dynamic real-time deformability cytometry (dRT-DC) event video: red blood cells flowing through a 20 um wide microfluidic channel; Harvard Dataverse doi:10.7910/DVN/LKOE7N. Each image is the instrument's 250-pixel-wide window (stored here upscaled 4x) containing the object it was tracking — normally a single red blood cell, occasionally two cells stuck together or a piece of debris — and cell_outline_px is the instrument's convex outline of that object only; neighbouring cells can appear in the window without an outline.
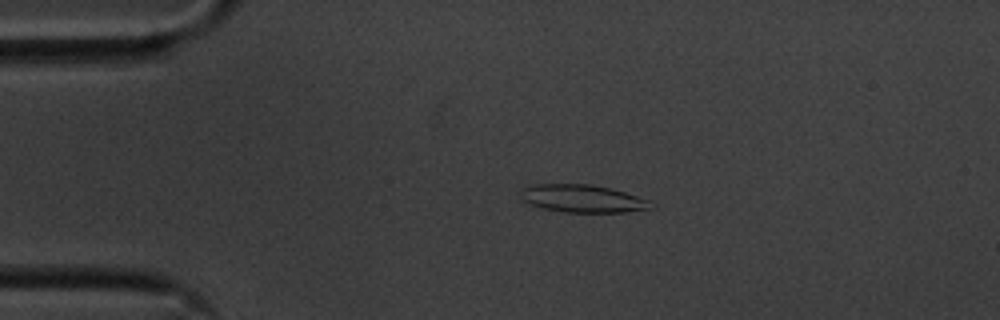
{"species": "common noctule bat (a hibernating species)", "species_latin": "Nyctalus noctula", "temperature_condition": "cold", "stored_images_in_passage": 55, "camera_frame_rate_fps": 3000, "um_per_image_px": 0.085, "animal": {"sex": "male", "body_mass_g": 20.1, "forearm_length_mm": 53.5}, "frame": {"image": 1, "passage_image": 11, "time_ms": 3.333, "image_size_px": [1000, 320], "cell_outline_px": [[656, 208], [628, 212], [564, 212], [544, 208], [520, 200], [520, 192], [528, 184], [588, 184], [612, 188], [648, 200], [656, 204]], "centroid_in_image_um": [49.55, 16.88], "position_along_channel_um": 35.5, "area_um2": 21.21}}
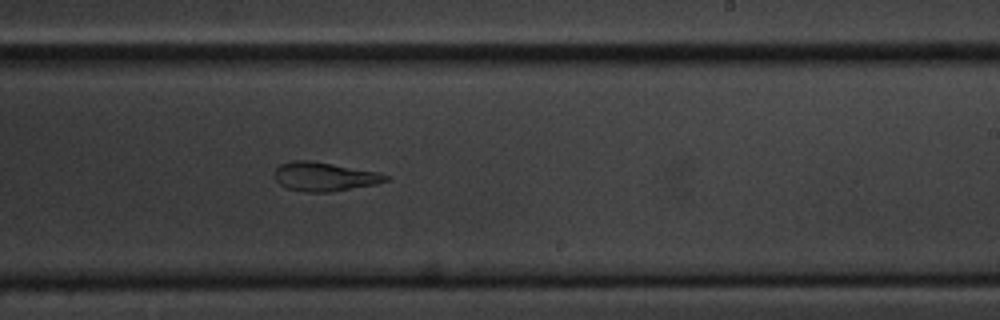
{"frame": {"image": 2, "passage_image": 33, "time_ms": 10.667, "image_size_px": [1000, 320], "cell_outline_px": [[392, 180], [376, 184], [332, 192], [304, 192], [288, 188], [280, 184], [276, 180], [276, 168], [280, 164], [292, 160], [308, 160], [332, 164], [376, 172], [388, 176]], "centroid_in_image_um": [27.58, 15.02], "position_along_channel_um": 261.4, "area_um2": 18.55}}
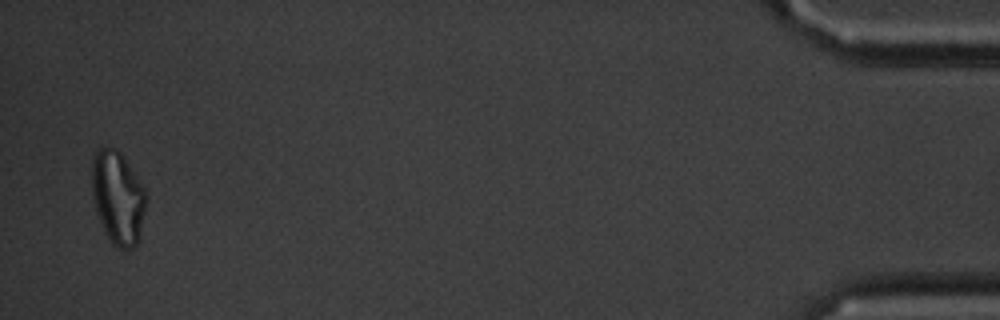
{"frame": {"image": 3, "passage_image": 54, "time_ms": 17.667, "image_size_px": [1000, 320], "cell_outline_px": [[148, 196], [140, 236], [136, 244], [132, 248], [120, 248], [112, 244], [104, 232], [96, 212], [92, 196], [92, 156], [96, 148], [116, 148], [120, 152], [148, 192]], "centroid_in_image_um": [10.02, 16.79], "position_along_channel_um": 425.2, "area_um2": 29.82}, "authors_computed_cell_mechanics": {"area_um2": 20.808, "velocity_mm_per_s": 3.5647, "shape_relaxation_time_tau1_ms": 10.2124, "shape_relaxation_time_tau2_ms": 2.1471, "deformation_change_tau1": 0.2524, "deformation_change_tau2": 0.0959}}